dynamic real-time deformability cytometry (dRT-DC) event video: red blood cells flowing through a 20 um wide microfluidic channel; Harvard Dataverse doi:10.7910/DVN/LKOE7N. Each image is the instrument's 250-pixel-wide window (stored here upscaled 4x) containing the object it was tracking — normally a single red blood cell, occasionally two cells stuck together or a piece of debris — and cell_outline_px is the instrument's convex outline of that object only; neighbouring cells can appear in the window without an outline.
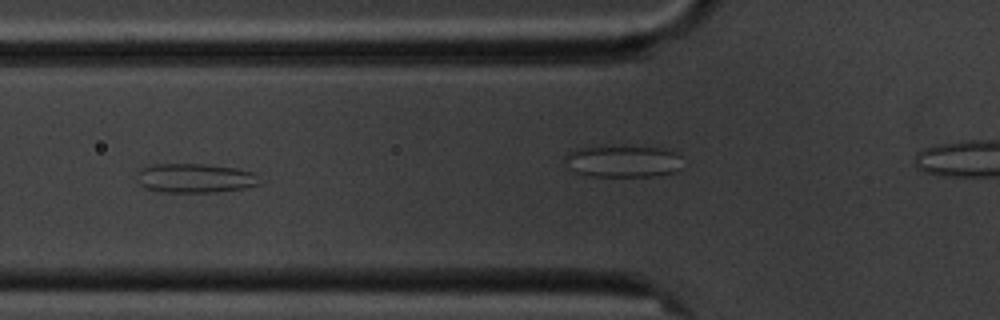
{"species": "common noctule bat (a hibernating species)", "species_latin": "Nyctalus noctula", "temperature_condition": "cold", "stored_images_in_passage": 9, "camera_frame_rate_fps": 3000, "um_per_image_px": 0.085, "animal": {"sex": "male", "body_mass_g": 20.1, "forearm_length_mm": 53.5}, "frame": {"image": 1, "passage_image": 6, "time_ms": 6.667, "image_size_px": [1000, 320], "cell_outline_px": [[260, 184], [244, 188], [216, 192], [160, 192], [144, 188], [136, 180], [136, 172], [140, 168], [152, 164], [204, 164], [236, 168], [256, 172]], "centroid_in_image_um": [16.53, 15.14], "position_along_channel_um": 109.3, "area_um2": 21.21}}